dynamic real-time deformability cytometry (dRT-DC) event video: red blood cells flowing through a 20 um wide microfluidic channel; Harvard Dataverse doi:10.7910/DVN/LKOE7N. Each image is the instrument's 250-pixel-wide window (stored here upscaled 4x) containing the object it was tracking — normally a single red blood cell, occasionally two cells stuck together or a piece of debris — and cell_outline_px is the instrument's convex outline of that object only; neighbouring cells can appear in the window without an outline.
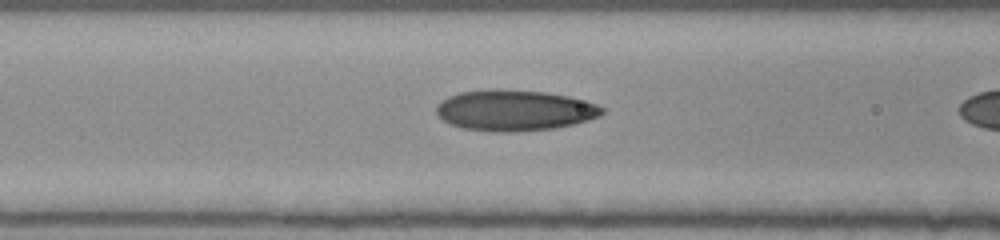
{"species": "human", "species_latin": "Homo sapiens", "temperature_condition": "room temperature", "stored_images_in_passage": 22, "camera_frame_rate_fps": 3000, "um_per_image_px": 0.085, "donor": {"sex": "female"}, "frame": {"image": 1, "passage_image": 20, "time_ms": 6.333, "image_size_px": [1000, 240], "cell_outline_px": [[604, 112], [600, 116], [588, 120], [572, 124], [552, 128], [516, 132], [488, 132], [460, 128], [444, 120], [436, 112], [436, 104], [448, 96], [460, 92], [544, 92], [568, 96], [584, 100], [596, 104], [604, 108]], "centroid_in_image_um": [43.75, 9.43], "position_along_channel_um": 122.9, "area_um2": 38.44}}